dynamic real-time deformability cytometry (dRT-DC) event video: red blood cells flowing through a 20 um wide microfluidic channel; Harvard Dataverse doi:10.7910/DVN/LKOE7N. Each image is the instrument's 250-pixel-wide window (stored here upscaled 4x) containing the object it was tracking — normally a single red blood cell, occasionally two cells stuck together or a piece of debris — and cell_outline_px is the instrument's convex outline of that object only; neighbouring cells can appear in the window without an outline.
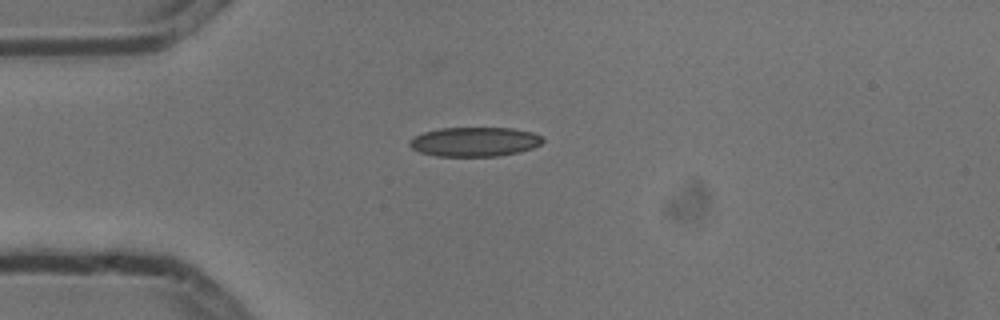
{"species": "common noctule bat (a hibernating species)", "species_latin": "Nyctalus noctula", "temperature_condition": "cold", "stored_images_in_passage": 2, "camera_frame_rate_fps": 3000, "um_per_image_px": 0.085, "animal": {"sex": "male", "body_mass_g": 13.3}, "frame": {"image": 1, "passage_image": 1, "time_ms": 0.0, "image_size_px": [1000, 320], "cell_outline_px": [[544, 140], [540, 144], [532, 148], [520, 152], [496, 156], [436, 156], [420, 152], [412, 148], [408, 144], [408, 140], [424, 132], [440, 128], [512, 128], [532, 132], [540, 136]], "centroid_in_image_um": [40.33, 12.05], "position_along_channel_um": 44.7, "area_um2": 22.72}}